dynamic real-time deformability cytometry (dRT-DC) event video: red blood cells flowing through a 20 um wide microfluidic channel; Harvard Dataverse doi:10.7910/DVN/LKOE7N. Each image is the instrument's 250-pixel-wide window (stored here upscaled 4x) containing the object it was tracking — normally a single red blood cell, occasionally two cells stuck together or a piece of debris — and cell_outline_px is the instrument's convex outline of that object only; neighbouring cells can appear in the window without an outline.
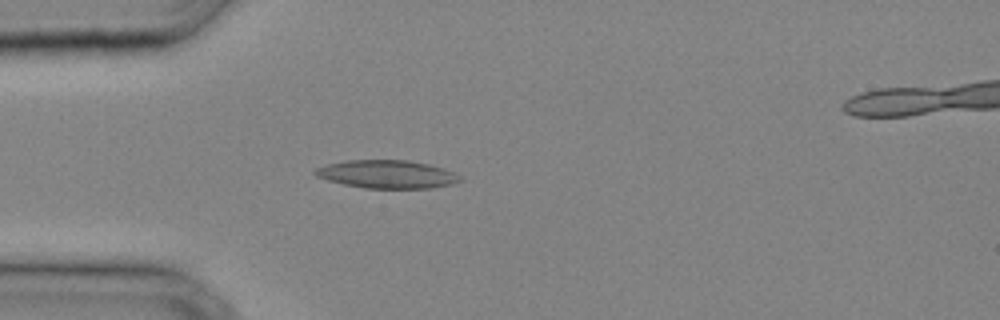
{"species": "common noctule bat (a hibernating species)", "species_latin": "Nyctalus noctula", "temperature_condition": "cold", "stored_images_in_passage": 13, "camera_frame_rate_fps": 3000, "um_per_image_px": 0.085, "animal": {"sex": "male", "body_mass_g": 20.4}, "frame": {"image": 1, "passage_image": 10, "time_ms": 3.0, "image_size_px": [1000, 320], "cell_outline_px": [[464, 180], [452, 184], [432, 188], [364, 188], [344, 184], [328, 180], [316, 176], [312, 172], [316, 168], [328, 164], [344, 160], [408, 160], [428, 164], [444, 168], [460, 176]], "centroid_in_image_um": [32.9, 14.81], "position_along_channel_um": 52.1, "area_um2": 23.76}}
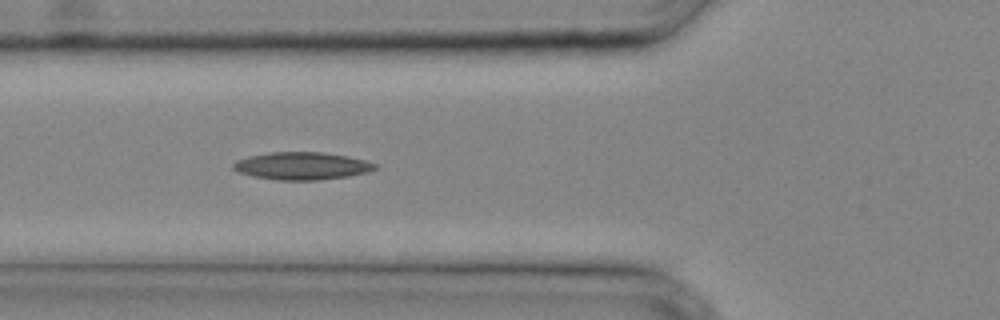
{"frame": {"image": 2, "passage_image": 13, "time_ms": 4.0, "image_size_px": [1000, 320], "cell_outline_px": [[376, 168], [368, 172], [348, 176], [320, 180], [276, 180], [252, 176], [240, 172], [232, 168], [232, 164], [236, 160], [248, 156], [272, 152], [324, 152], [348, 156], [364, 160], [376, 164]], "centroid_in_image_um": [25.64, 14.1], "position_along_channel_um": 100.2, "area_um2": 22.77}}